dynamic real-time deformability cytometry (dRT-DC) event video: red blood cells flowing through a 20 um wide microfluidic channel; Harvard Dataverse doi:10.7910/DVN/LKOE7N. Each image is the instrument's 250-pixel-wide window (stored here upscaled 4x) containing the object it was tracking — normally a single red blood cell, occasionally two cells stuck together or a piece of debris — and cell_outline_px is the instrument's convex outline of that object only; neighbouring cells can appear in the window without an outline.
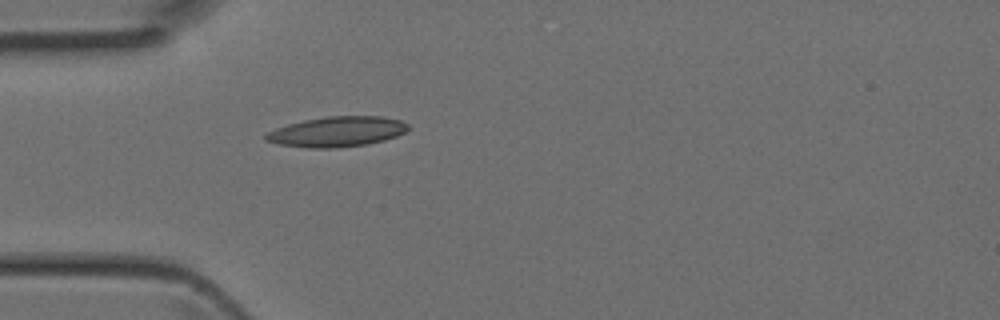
{"species": "Egyptian fruit bat (a non-hibernating species)", "species_latin": "Rousettus aegyptiacus", "temperature_condition": "room temperature", "stored_images_in_passage": 5, "camera_frame_rate_fps": 3000, "um_per_image_px": 0.085, "animal": {"sex": "female"}, "frame": {"image": 1, "passage_image": 5, "time_ms": 1.333, "image_size_px": [1000, 320], "cell_outline_px": [[408, 128], [404, 132], [396, 136], [384, 140], [368, 144], [336, 148], [308, 148], [276, 144], [264, 140], [264, 136], [268, 132], [276, 128], [288, 124], [304, 120], [328, 116], [384, 116], [400, 120], [408, 124]], "centroid_in_image_um": [28.62, 11.2], "position_along_channel_um": 56.4, "area_um2": 25.14}}